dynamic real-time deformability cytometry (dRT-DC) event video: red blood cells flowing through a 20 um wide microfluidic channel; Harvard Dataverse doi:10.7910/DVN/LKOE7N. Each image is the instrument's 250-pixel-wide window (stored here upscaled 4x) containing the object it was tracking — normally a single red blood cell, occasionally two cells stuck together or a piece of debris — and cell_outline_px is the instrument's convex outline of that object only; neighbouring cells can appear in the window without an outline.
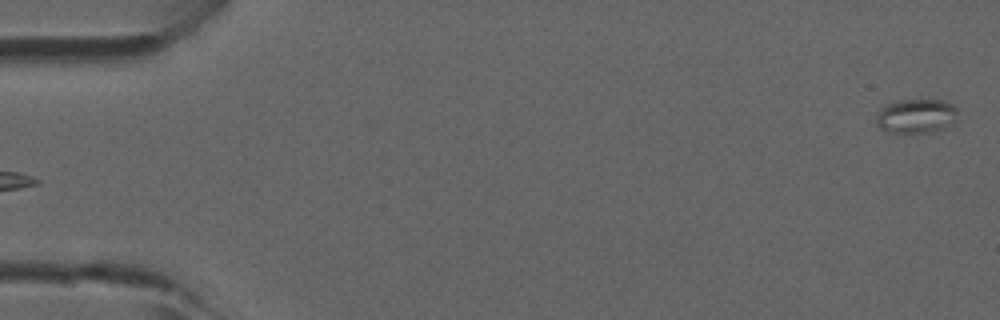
{"species": "common noctule bat (a hibernating species)", "species_latin": "Nyctalus noctula", "temperature_condition": "room temperature", "stored_images_in_passage": 5, "segment_of_instrument_passage": [2, 2], "camera_frame_rate_fps": 3000, "um_per_image_px": 0.085, "animal": {"sex": "male", "forearm_length_mm": 52.5}, "frame": {"image": 1, "passage_image": 5, "time_ms": 1.333, "image_size_px": [1000, 320], "cell_outline_px": [[956, 120], [952, 124], [944, 128], [932, 132], [888, 132], [880, 128], [876, 124], [876, 112], [888, 104], [900, 100], [948, 100], [956, 108]], "centroid_in_image_um": [77.88, 9.86], "position_along_channel_um": 7.1, "area_um2": 16.3}}